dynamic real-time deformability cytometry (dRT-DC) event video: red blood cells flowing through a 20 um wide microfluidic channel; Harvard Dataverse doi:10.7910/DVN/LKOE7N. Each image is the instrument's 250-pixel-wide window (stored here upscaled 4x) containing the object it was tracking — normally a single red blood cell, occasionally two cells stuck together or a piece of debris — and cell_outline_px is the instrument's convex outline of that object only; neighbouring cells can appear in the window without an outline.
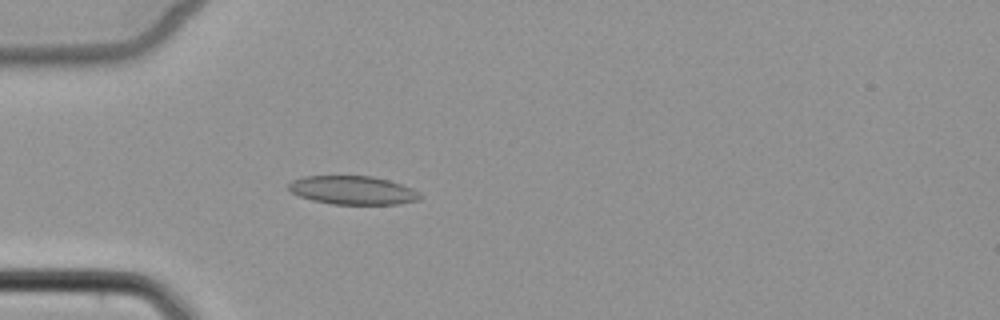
{"species": "common noctule bat (a hibernating species)", "species_latin": "Nyctalus noctula", "temperature_condition": "cold", "stored_images_in_passage": 4, "camera_frame_rate_fps": 3000, "um_per_image_px": 0.085, "animal": {"sex": "female", "body_mass_g": 22.7, "forearm_length_mm": 54.2}, "frame": {"image": 1, "passage_image": 4, "time_ms": 3.667, "image_size_px": [1000, 320], "cell_outline_px": [[424, 196], [420, 200], [400, 204], [332, 204], [312, 200], [300, 196], [292, 192], [288, 188], [288, 184], [292, 180], [304, 176], [372, 176], [388, 180], [412, 188], [420, 192]], "centroid_in_image_um": [30.03, 16.17], "position_along_channel_um": 55.0, "area_um2": 21.96}}